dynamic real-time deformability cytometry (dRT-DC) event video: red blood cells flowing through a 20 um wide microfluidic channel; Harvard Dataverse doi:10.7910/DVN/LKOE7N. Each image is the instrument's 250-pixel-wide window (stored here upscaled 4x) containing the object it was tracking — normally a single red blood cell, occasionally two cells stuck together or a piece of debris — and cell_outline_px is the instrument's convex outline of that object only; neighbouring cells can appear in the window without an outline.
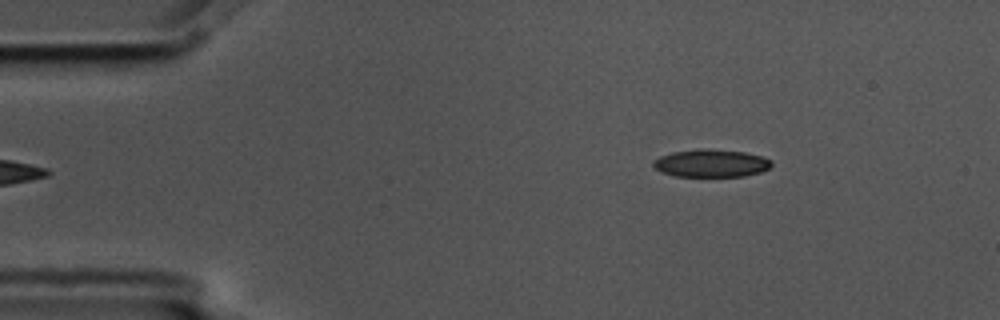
{"species": "common noctule bat (a hibernating species)", "species_latin": "Nyctalus noctula", "temperature_condition": "cold", "stored_images_in_passage": 6, "camera_frame_rate_fps": 3000, "um_per_image_px": 0.085, "animal": {"sex": "male", "body_mass_g": 17.5, "forearm_length_mm": 52.3}, "frame": {"image": 1, "passage_image": 6, "time_ms": 1.667, "image_size_px": [1000, 320], "cell_outline_px": [[772, 164], [768, 168], [760, 172], [744, 176], [676, 176], [660, 172], [652, 164], [652, 160], [660, 156], [672, 152], [700, 148], [708, 148], [744, 152], [764, 156], [772, 160]], "centroid_in_image_um": [60.44, 13.86], "position_along_channel_um": 24.6, "area_um2": 19.25}}